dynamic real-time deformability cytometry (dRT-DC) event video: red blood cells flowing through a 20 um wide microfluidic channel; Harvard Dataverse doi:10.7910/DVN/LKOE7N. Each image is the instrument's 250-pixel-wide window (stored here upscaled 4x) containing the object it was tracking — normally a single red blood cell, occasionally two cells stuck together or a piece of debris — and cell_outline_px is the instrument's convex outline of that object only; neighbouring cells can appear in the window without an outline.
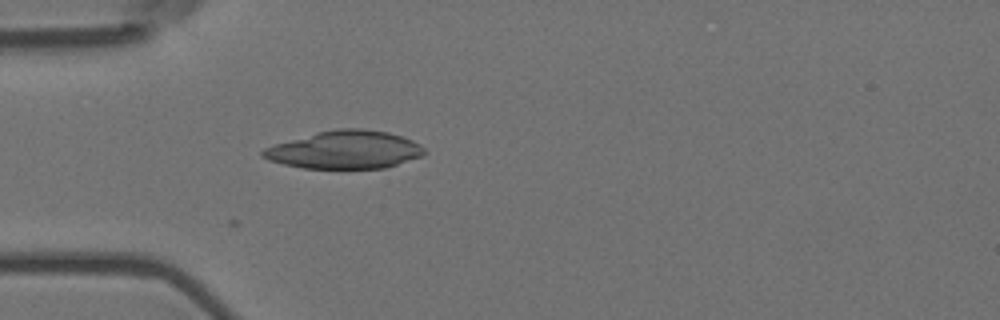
{"species": "Egyptian fruit bat (a non-hibernating species)", "species_latin": "Rousettus aegyptiacus", "temperature_condition": "room temperature", "stored_images_in_passage": 2, "camera_frame_rate_fps": 3000, "um_per_image_px": 0.085, "animal": {"sex": "female"}, "frame": {"image": 1, "passage_image": 2, "time_ms": 0.333, "image_size_px": [1000, 320], "cell_outline_px": [[428, 152], [424, 156], [384, 168], [304, 168], [284, 164], [268, 160], [260, 156], [260, 152], [264, 148], [276, 144], [316, 132], [336, 128], [360, 128], [388, 132], [412, 140], [420, 144]], "centroid_in_image_um": [29.33, 12.73], "position_along_channel_um": 55.7, "area_um2": 35.72}}